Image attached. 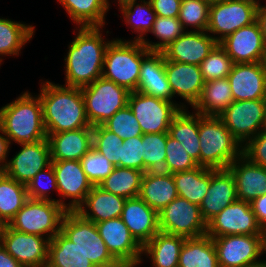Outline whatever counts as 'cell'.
Here are the masks:
<instances>
[{"mask_svg": "<svg viewBox=\"0 0 266 267\" xmlns=\"http://www.w3.org/2000/svg\"><path fill=\"white\" fill-rule=\"evenodd\" d=\"M141 41L113 39L108 44L102 77L126 88L137 90L143 59L150 53Z\"/></svg>", "mask_w": 266, "mask_h": 267, "instance_id": "cell-5", "label": "cell"}, {"mask_svg": "<svg viewBox=\"0 0 266 267\" xmlns=\"http://www.w3.org/2000/svg\"><path fill=\"white\" fill-rule=\"evenodd\" d=\"M165 73L173 99L175 95L180 96L193 107L199 100L205 84L200 65L165 60Z\"/></svg>", "mask_w": 266, "mask_h": 267, "instance_id": "cell-24", "label": "cell"}, {"mask_svg": "<svg viewBox=\"0 0 266 267\" xmlns=\"http://www.w3.org/2000/svg\"><path fill=\"white\" fill-rule=\"evenodd\" d=\"M261 132L266 134V113H265L264 124H263V128Z\"/></svg>", "mask_w": 266, "mask_h": 267, "instance_id": "cell-62", "label": "cell"}, {"mask_svg": "<svg viewBox=\"0 0 266 267\" xmlns=\"http://www.w3.org/2000/svg\"><path fill=\"white\" fill-rule=\"evenodd\" d=\"M256 21L259 24L263 42L266 47V5H261L260 1L257 6Z\"/></svg>", "mask_w": 266, "mask_h": 267, "instance_id": "cell-55", "label": "cell"}, {"mask_svg": "<svg viewBox=\"0 0 266 267\" xmlns=\"http://www.w3.org/2000/svg\"><path fill=\"white\" fill-rule=\"evenodd\" d=\"M92 134V147L104 155L115 167H119V146L122 145L123 140L103 125L93 126Z\"/></svg>", "mask_w": 266, "mask_h": 267, "instance_id": "cell-46", "label": "cell"}, {"mask_svg": "<svg viewBox=\"0 0 266 267\" xmlns=\"http://www.w3.org/2000/svg\"><path fill=\"white\" fill-rule=\"evenodd\" d=\"M138 196L159 213L178 197L173 174L164 171L145 172L141 180Z\"/></svg>", "mask_w": 266, "mask_h": 267, "instance_id": "cell-29", "label": "cell"}, {"mask_svg": "<svg viewBox=\"0 0 266 267\" xmlns=\"http://www.w3.org/2000/svg\"><path fill=\"white\" fill-rule=\"evenodd\" d=\"M120 218L142 247L159 232L158 213L139 196L126 199Z\"/></svg>", "mask_w": 266, "mask_h": 267, "instance_id": "cell-25", "label": "cell"}, {"mask_svg": "<svg viewBox=\"0 0 266 267\" xmlns=\"http://www.w3.org/2000/svg\"><path fill=\"white\" fill-rule=\"evenodd\" d=\"M234 65L225 49L218 43L201 62L200 69L205 82L227 78Z\"/></svg>", "mask_w": 266, "mask_h": 267, "instance_id": "cell-44", "label": "cell"}, {"mask_svg": "<svg viewBox=\"0 0 266 267\" xmlns=\"http://www.w3.org/2000/svg\"><path fill=\"white\" fill-rule=\"evenodd\" d=\"M242 155L250 162L266 168V134L259 132L242 147Z\"/></svg>", "mask_w": 266, "mask_h": 267, "instance_id": "cell-51", "label": "cell"}, {"mask_svg": "<svg viewBox=\"0 0 266 267\" xmlns=\"http://www.w3.org/2000/svg\"><path fill=\"white\" fill-rule=\"evenodd\" d=\"M1 245L23 267H46L49 240L4 226Z\"/></svg>", "mask_w": 266, "mask_h": 267, "instance_id": "cell-15", "label": "cell"}, {"mask_svg": "<svg viewBox=\"0 0 266 267\" xmlns=\"http://www.w3.org/2000/svg\"><path fill=\"white\" fill-rule=\"evenodd\" d=\"M259 239H260L261 254L263 255L264 253H266V224L260 225Z\"/></svg>", "mask_w": 266, "mask_h": 267, "instance_id": "cell-57", "label": "cell"}, {"mask_svg": "<svg viewBox=\"0 0 266 267\" xmlns=\"http://www.w3.org/2000/svg\"><path fill=\"white\" fill-rule=\"evenodd\" d=\"M228 169L234 176L237 198L251 203L266 193V168L253 164L241 155Z\"/></svg>", "mask_w": 266, "mask_h": 267, "instance_id": "cell-27", "label": "cell"}, {"mask_svg": "<svg viewBox=\"0 0 266 267\" xmlns=\"http://www.w3.org/2000/svg\"><path fill=\"white\" fill-rule=\"evenodd\" d=\"M260 225L248 202L237 199L207 223L211 238L228 235L259 234Z\"/></svg>", "mask_w": 266, "mask_h": 267, "instance_id": "cell-14", "label": "cell"}, {"mask_svg": "<svg viewBox=\"0 0 266 267\" xmlns=\"http://www.w3.org/2000/svg\"><path fill=\"white\" fill-rule=\"evenodd\" d=\"M218 42L207 31H185L161 52L165 60L200 65Z\"/></svg>", "mask_w": 266, "mask_h": 267, "instance_id": "cell-21", "label": "cell"}, {"mask_svg": "<svg viewBox=\"0 0 266 267\" xmlns=\"http://www.w3.org/2000/svg\"><path fill=\"white\" fill-rule=\"evenodd\" d=\"M234 101L228 78L205 82L199 100L193 106L203 116H220Z\"/></svg>", "mask_w": 266, "mask_h": 267, "instance_id": "cell-32", "label": "cell"}, {"mask_svg": "<svg viewBox=\"0 0 266 267\" xmlns=\"http://www.w3.org/2000/svg\"><path fill=\"white\" fill-rule=\"evenodd\" d=\"M102 27H78L68 46L65 61V85L84 87L102 77L105 51L111 40L102 37Z\"/></svg>", "mask_w": 266, "mask_h": 267, "instance_id": "cell-1", "label": "cell"}, {"mask_svg": "<svg viewBox=\"0 0 266 267\" xmlns=\"http://www.w3.org/2000/svg\"><path fill=\"white\" fill-rule=\"evenodd\" d=\"M258 3V0H223L211 3L207 32L213 34L211 36L220 43L236 30L256 21Z\"/></svg>", "mask_w": 266, "mask_h": 267, "instance_id": "cell-9", "label": "cell"}, {"mask_svg": "<svg viewBox=\"0 0 266 267\" xmlns=\"http://www.w3.org/2000/svg\"><path fill=\"white\" fill-rule=\"evenodd\" d=\"M143 172L164 171L167 132L142 135Z\"/></svg>", "mask_w": 266, "mask_h": 267, "instance_id": "cell-41", "label": "cell"}, {"mask_svg": "<svg viewBox=\"0 0 266 267\" xmlns=\"http://www.w3.org/2000/svg\"><path fill=\"white\" fill-rule=\"evenodd\" d=\"M0 171H2L8 163V153L10 150V142L6 135L0 129Z\"/></svg>", "mask_w": 266, "mask_h": 267, "instance_id": "cell-54", "label": "cell"}, {"mask_svg": "<svg viewBox=\"0 0 266 267\" xmlns=\"http://www.w3.org/2000/svg\"><path fill=\"white\" fill-rule=\"evenodd\" d=\"M61 233L80 248L96 267H116L120 263L110 254L96 224L84 219L76 211H67L61 224Z\"/></svg>", "mask_w": 266, "mask_h": 267, "instance_id": "cell-7", "label": "cell"}, {"mask_svg": "<svg viewBox=\"0 0 266 267\" xmlns=\"http://www.w3.org/2000/svg\"><path fill=\"white\" fill-rule=\"evenodd\" d=\"M39 98L43 108L46 133H60L93 128L85 111L82 90L50 81L41 82Z\"/></svg>", "mask_w": 266, "mask_h": 267, "instance_id": "cell-2", "label": "cell"}, {"mask_svg": "<svg viewBox=\"0 0 266 267\" xmlns=\"http://www.w3.org/2000/svg\"><path fill=\"white\" fill-rule=\"evenodd\" d=\"M103 126L122 140L143 135L139 122L128 105L119 109Z\"/></svg>", "mask_w": 266, "mask_h": 267, "instance_id": "cell-45", "label": "cell"}, {"mask_svg": "<svg viewBox=\"0 0 266 267\" xmlns=\"http://www.w3.org/2000/svg\"><path fill=\"white\" fill-rule=\"evenodd\" d=\"M234 64L265 62L266 47L257 21L244 26L219 43Z\"/></svg>", "mask_w": 266, "mask_h": 267, "instance_id": "cell-18", "label": "cell"}, {"mask_svg": "<svg viewBox=\"0 0 266 267\" xmlns=\"http://www.w3.org/2000/svg\"><path fill=\"white\" fill-rule=\"evenodd\" d=\"M200 166L226 169L242 155V146L219 116L198 113Z\"/></svg>", "mask_w": 266, "mask_h": 267, "instance_id": "cell-4", "label": "cell"}, {"mask_svg": "<svg viewBox=\"0 0 266 267\" xmlns=\"http://www.w3.org/2000/svg\"><path fill=\"white\" fill-rule=\"evenodd\" d=\"M125 201L126 198L109 193L98 185H94L76 212L84 219L96 224L104 220L119 218Z\"/></svg>", "mask_w": 266, "mask_h": 267, "instance_id": "cell-28", "label": "cell"}, {"mask_svg": "<svg viewBox=\"0 0 266 267\" xmlns=\"http://www.w3.org/2000/svg\"><path fill=\"white\" fill-rule=\"evenodd\" d=\"M198 166L197 162L187 153L181 143L170 137L167 132L164 172L172 174L179 171L192 170Z\"/></svg>", "mask_w": 266, "mask_h": 267, "instance_id": "cell-47", "label": "cell"}, {"mask_svg": "<svg viewBox=\"0 0 266 267\" xmlns=\"http://www.w3.org/2000/svg\"><path fill=\"white\" fill-rule=\"evenodd\" d=\"M20 146V151L8 160L2 171L10 178L26 185L38 172L51 164L50 146L48 139Z\"/></svg>", "mask_w": 266, "mask_h": 267, "instance_id": "cell-16", "label": "cell"}, {"mask_svg": "<svg viewBox=\"0 0 266 267\" xmlns=\"http://www.w3.org/2000/svg\"><path fill=\"white\" fill-rule=\"evenodd\" d=\"M142 136L130 137L123 140L119 146V167L143 171Z\"/></svg>", "mask_w": 266, "mask_h": 267, "instance_id": "cell-50", "label": "cell"}, {"mask_svg": "<svg viewBox=\"0 0 266 267\" xmlns=\"http://www.w3.org/2000/svg\"><path fill=\"white\" fill-rule=\"evenodd\" d=\"M0 267H23L0 244Z\"/></svg>", "mask_w": 266, "mask_h": 267, "instance_id": "cell-56", "label": "cell"}, {"mask_svg": "<svg viewBox=\"0 0 266 267\" xmlns=\"http://www.w3.org/2000/svg\"><path fill=\"white\" fill-rule=\"evenodd\" d=\"M250 205L258 224H266V193L259 195L250 203Z\"/></svg>", "mask_w": 266, "mask_h": 267, "instance_id": "cell-53", "label": "cell"}, {"mask_svg": "<svg viewBox=\"0 0 266 267\" xmlns=\"http://www.w3.org/2000/svg\"><path fill=\"white\" fill-rule=\"evenodd\" d=\"M210 3L204 0H182L178 20L184 30L193 27V31H207Z\"/></svg>", "mask_w": 266, "mask_h": 267, "instance_id": "cell-43", "label": "cell"}, {"mask_svg": "<svg viewBox=\"0 0 266 267\" xmlns=\"http://www.w3.org/2000/svg\"><path fill=\"white\" fill-rule=\"evenodd\" d=\"M172 174L178 196L200 206L209 189L210 168L198 166Z\"/></svg>", "mask_w": 266, "mask_h": 267, "instance_id": "cell-34", "label": "cell"}, {"mask_svg": "<svg viewBox=\"0 0 266 267\" xmlns=\"http://www.w3.org/2000/svg\"><path fill=\"white\" fill-rule=\"evenodd\" d=\"M178 267H219L214 242L208 235L185 240Z\"/></svg>", "mask_w": 266, "mask_h": 267, "instance_id": "cell-36", "label": "cell"}, {"mask_svg": "<svg viewBox=\"0 0 266 267\" xmlns=\"http://www.w3.org/2000/svg\"><path fill=\"white\" fill-rule=\"evenodd\" d=\"M45 180L47 184L44 182ZM51 188L52 189L54 188L58 193L56 175L52 164H50L47 168L38 172L34 176V178L26 184V189L29 199L49 200V201L51 200L57 202L56 199H52L49 197Z\"/></svg>", "mask_w": 266, "mask_h": 267, "instance_id": "cell-49", "label": "cell"}, {"mask_svg": "<svg viewBox=\"0 0 266 267\" xmlns=\"http://www.w3.org/2000/svg\"><path fill=\"white\" fill-rule=\"evenodd\" d=\"M185 240L182 236L159 231L142 247V254L151 259L153 267H178Z\"/></svg>", "mask_w": 266, "mask_h": 267, "instance_id": "cell-30", "label": "cell"}, {"mask_svg": "<svg viewBox=\"0 0 266 267\" xmlns=\"http://www.w3.org/2000/svg\"><path fill=\"white\" fill-rule=\"evenodd\" d=\"M181 109L172 119L168 134L179 141L187 153L200 166V141L198 132V113Z\"/></svg>", "mask_w": 266, "mask_h": 267, "instance_id": "cell-31", "label": "cell"}, {"mask_svg": "<svg viewBox=\"0 0 266 267\" xmlns=\"http://www.w3.org/2000/svg\"><path fill=\"white\" fill-rule=\"evenodd\" d=\"M139 1L141 3L137 4V0H131L119 5L127 26L129 25L134 32L138 33L134 38L135 41L144 39V35L151 31L157 16L149 0Z\"/></svg>", "mask_w": 266, "mask_h": 267, "instance_id": "cell-40", "label": "cell"}, {"mask_svg": "<svg viewBox=\"0 0 266 267\" xmlns=\"http://www.w3.org/2000/svg\"><path fill=\"white\" fill-rule=\"evenodd\" d=\"M159 231L186 239L206 235L200 207L178 196L158 213Z\"/></svg>", "mask_w": 266, "mask_h": 267, "instance_id": "cell-10", "label": "cell"}, {"mask_svg": "<svg viewBox=\"0 0 266 267\" xmlns=\"http://www.w3.org/2000/svg\"><path fill=\"white\" fill-rule=\"evenodd\" d=\"M51 161L81 160L92 148V128L47 133Z\"/></svg>", "mask_w": 266, "mask_h": 267, "instance_id": "cell-26", "label": "cell"}, {"mask_svg": "<svg viewBox=\"0 0 266 267\" xmlns=\"http://www.w3.org/2000/svg\"><path fill=\"white\" fill-rule=\"evenodd\" d=\"M136 91L174 102L180 109L186 108V104H178L172 99V90L165 73V58L162 52L151 51L143 59Z\"/></svg>", "mask_w": 266, "mask_h": 267, "instance_id": "cell-23", "label": "cell"}, {"mask_svg": "<svg viewBox=\"0 0 266 267\" xmlns=\"http://www.w3.org/2000/svg\"><path fill=\"white\" fill-rule=\"evenodd\" d=\"M4 226L5 224L0 220V244H1V238H2Z\"/></svg>", "mask_w": 266, "mask_h": 267, "instance_id": "cell-60", "label": "cell"}, {"mask_svg": "<svg viewBox=\"0 0 266 267\" xmlns=\"http://www.w3.org/2000/svg\"><path fill=\"white\" fill-rule=\"evenodd\" d=\"M51 164L56 175L58 193L61 196L57 202L68 211H76L93 187L83 171L81 161H51ZM62 197L65 200L66 198L72 200L66 203Z\"/></svg>", "mask_w": 266, "mask_h": 267, "instance_id": "cell-13", "label": "cell"}, {"mask_svg": "<svg viewBox=\"0 0 266 267\" xmlns=\"http://www.w3.org/2000/svg\"><path fill=\"white\" fill-rule=\"evenodd\" d=\"M204 1H207V2H209L211 4V3L220 2V1H223V0H204Z\"/></svg>", "mask_w": 266, "mask_h": 267, "instance_id": "cell-63", "label": "cell"}, {"mask_svg": "<svg viewBox=\"0 0 266 267\" xmlns=\"http://www.w3.org/2000/svg\"><path fill=\"white\" fill-rule=\"evenodd\" d=\"M234 101L266 99V63L234 64L228 75Z\"/></svg>", "mask_w": 266, "mask_h": 267, "instance_id": "cell-20", "label": "cell"}, {"mask_svg": "<svg viewBox=\"0 0 266 267\" xmlns=\"http://www.w3.org/2000/svg\"><path fill=\"white\" fill-rule=\"evenodd\" d=\"M266 99L233 101L221 114L226 128L243 147L262 131Z\"/></svg>", "mask_w": 266, "mask_h": 267, "instance_id": "cell-11", "label": "cell"}, {"mask_svg": "<svg viewBox=\"0 0 266 267\" xmlns=\"http://www.w3.org/2000/svg\"><path fill=\"white\" fill-rule=\"evenodd\" d=\"M144 172L132 168L114 167L98 185L105 191L126 199L137 197Z\"/></svg>", "mask_w": 266, "mask_h": 267, "instance_id": "cell-39", "label": "cell"}, {"mask_svg": "<svg viewBox=\"0 0 266 267\" xmlns=\"http://www.w3.org/2000/svg\"><path fill=\"white\" fill-rule=\"evenodd\" d=\"M157 16L178 18L182 0H149Z\"/></svg>", "mask_w": 266, "mask_h": 267, "instance_id": "cell-52", "label": "cell"}, {"mask_svg": "<svg viewBox=\"0 0 266 267\" xmlns=\"http://www.w3.org/2000/svg\"><path fill=\"white\" fill-rule=\"evenodd\" d=\"M241 267H265V260L261 259L257 262H254V263H251V264H247V265H244V266H241Z\"/></svg>", "mask_w": 266, "mask_h": 267, "instance_id": "cell-59", "label": "cell"}, {"mask_svg": "<svg viewBox=\"0 0 266 267\" xmlns=\"http://www.w3.org/2000/svg\"><path fill=\"white\" fill-rule=\"evenodd\" d=\"M78 27H103L109 11L106 0H58Z\"/></svg>", "mask_w": 266, "mask_h": 267, "instance_id": "cell-33", "label": "cell"}, {"mask_svg": "<svg viewBox=\"0 0 266 267\" xmlns=\"http://www.w3.org/2000/svg\"><path fill=\"white\" fill-rule=\"evenodd\" d=\"M0 129L8 138L17 144L35 143L47 139L43 122V108L39 95L28 91L16 100L0 108Z\"/></svg>", "mask_w": 266, "mask_h": 267, "instance_id": "cell-3", "label": "cell"}, {"mask_svg": "<svg viewBox=\"0 0 266 267\" xmlns=\"http://www.w3.org/2000/svg\"><path fill=\"white\" fill-rule=\"evenodd\" d=\"M143 262V260L140 258L135 263H120L116 267H137V265H140Z\"/></svg>", "mask_w": 266, "mask_h": 267, "instance_id": "cell-58", "label": "cell"}, {"mask_svg": "<svg viewBox=\"0 0 266 267\" xmlns=\"http://www.w3.org/2000/svg\"><path fill=\"white\" fill-rule=\"evenodd\" d=\"M237 199L236 184L231 171L228 168H210L209 189L199 206L204 221L208 223Z\"/></svg>", "mask_w": 266, "mask_h": 267, "instance_id": "cell-22", "label": "cell"}, {"mask_svg": "<svg viewBox=\"0 0 266 267\" xmlns=\"http://www.w3.org/2000/svg\"><path fill=\"white\" fill-rule=\"evenodd\" d=\"M32 25L0 18V56H18L25 44L33 38ZM3 58H0V65Z\"/></svg>", "mask_w": 266, "mask_h": 267, "instance_id": "cell-37", "label": "cell"}, {"mask_svg": "<svg viewBox=\"0 0 266 267\" xmlns=\"http://www.w3.org/2000/svg\"><path fill=\"white\" fill-rule=\"evenodd\" d=\"M46 267H96L80 250L61 232L57 233L48 246Z\"/></svg>", "mask_w": 266, "mask_h": 267, "instance_id": "cell-35", "label": "cell"}, {"mask_svg": "<svg viewBox=\"0 0 266 267\" xmlns=\"http://www.w3.org/2000/svg\"><path fill=\"white\" fill-rule=\"evenodd\" d=\"M26 185L0 171V220L6 225L28 200Z\"/></svg>", "mask_w": 266, "mask_h": 267, "instance_id": "cell-38", "label": "cell"}, {"mask_svg": "<svg viewBox=\"0 0 266 267\" xmlns=\"http://www.w3.org/2000/svg\"><path fill=\"white\" fill-rule=\"evenodd\" d=\"M96 228L110 254L119 263H135L144 255L142 246L135 240L120 217L96 223Z\"/></svg>", "mask_w": 266, "mask_h": 267, "instance_id": "cell-19", "label": "cell"}, {"mask_svg": "<svg viewBox=\"0 0 266 267\" xmlns=\"http://www.w3.org/2000/svg\"><path fill=\"white\" fill-rule=\"evenodd\" d=\"M83 171L92 185H99L114 169V165L93 147L81 158Z\"/></svg>", "mask_w": 266, "mask_h": 267, "instance_id": "cell-48", "label": "cell"}, {"mask_svg": "<svg viewBox=\"0 0 266 267\" xmlns=\"http://www.w3.org/2000/svg\"><path fill=\"white\" fill-rule=\"evenodd\" d=\"M106 1H107V4H108V7L110 8L109 0H106ZM128 1H131V0H117L118 5L124 4L125 2H128Z\"/></svg>", "mask_w": 266, "mask_h": 267, "instance_id": "cell-61", "label": "cell"}, {"mask_svg": "<svg viewBox=\"0 0 266 267\" xmlns=\"http://www.w3.org/2000/svg\"><path fill=\"white\" fill-rule=\"evenodd\" d=\"M86 117L90 125H103L119 109L128 105L130 92L111 80L99 77L93 83L81 87Z\"/></svg>", "mask_w": 266, "mask_h": 267, "instance_id": "cell-8", "label": "cell"}, {"mask_svg": "<svg viewBox=\"0 0 266 267\" xmlns=\"http://www.w3.org/2000/svg\"><path fill=\"white\" fill-rule=\"evenodd\" d=\"M67 211L55 201L28 199L7 225L16 231L36 234L50 241L61 232Z\"/></svg>", "mask_w": 266, "mask_h": 267, "instance_id": "cell-6", "label": "cell"}, {"mask_svg": "<svg viewBox=\"0 0 266 267\" xmlns=\"http://www.w3.org/2000/svg\"><path fill=\"white\" fill-rule=\"evenodd\" d=\"M219 267H241L259 261V234L228 235L212 238Z\"/></svg>", "mask_w": 266, "mask_h": 267, "instance_id": "cell-17", "label": "cell"}, {"mask_svg": "<svg viewBox=\"0 0 266 267\" xmlns=\"http://www.w3.org/2000/svg\"><path fill=\"white\" fill-rule=\"evenodd\" d=\"M128 106L143 134L168 132L172 119L181 110L174 102L138 91L130 92Z\"/></svg>", "mask_w": 266, "mask_h": 267, "instance_id": "cell-12", "label": "cell"}, {"mask_svg": "<svg viewBox=\"0 0 266 267\" xmlns=\"http://www.w3.org/2000/svg\"><path fill=\"white\" fill-rule=\"evenodd\" d=\"M185 32L178 18L156 16L153 27L150 31L157 39V42L143 39L141 42L149 51L161 52L170 43L177 40Z\"/></svg>", "mask_w": 266, "mask_h": 267, "instance_id": "cell-42", "label": "cell"}]
</instances>
